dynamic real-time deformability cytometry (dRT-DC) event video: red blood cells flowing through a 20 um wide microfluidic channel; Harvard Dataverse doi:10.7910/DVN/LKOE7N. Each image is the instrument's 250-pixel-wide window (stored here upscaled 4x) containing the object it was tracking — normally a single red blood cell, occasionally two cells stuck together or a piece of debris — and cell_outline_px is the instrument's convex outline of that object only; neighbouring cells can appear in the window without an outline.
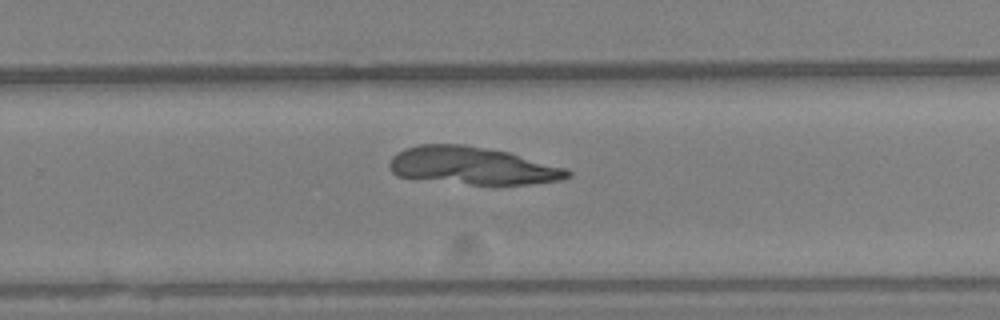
{"species": "Egyptian fruit bat (a non-hibernating species)", "species_latin": "Rousettus aegyptiacus", "temperature_condition": "warm", "stored_images_in_passage": 49, "camera_frame_rate_fps": 3000, "um_per_image_px": 0.085, "animal": {"sex": "female"}, "frame": {"image": 1, "passage_image": 36, "time_ms": 11.667, "image_size_px": [1000, 320], "cell_outline_px": [[572, 176], [560, 180], [524, 184], [472, 184], [396, 176], [392, 172], [388, 164], [392, 156], [396, 152], [404, 148], [420, 144], [464, 144], [508, 152], [568, 168], [572, 172]], "centroid_in_image_um": [40.15, 14.07], "position_along_channel_um": 289.6, "area_um2": 38.9}}
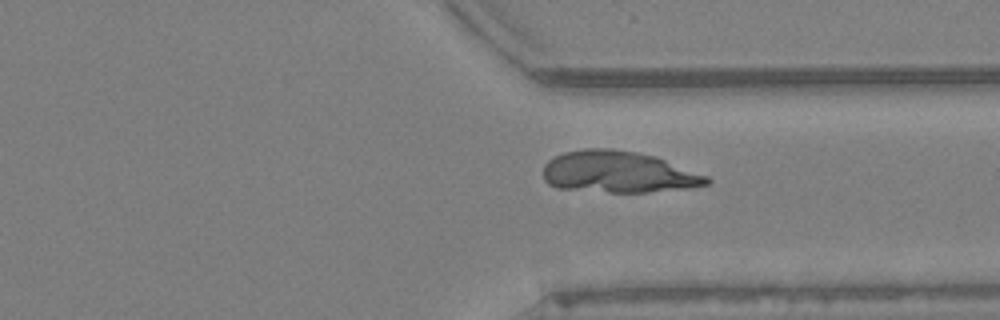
{"frame": {"image": 2, "passage_image": 42, "time_ms": 13.667, "image_size_px": [1000, 320], "cell_outline_px": [[712, 180], [708, 184], [688, 188], [648, 192], [608, 192], [556, 188], [548, 184], [544, 180], [544, 164], [548, 160], [564, 152], [584, 148], [612, 148], [636, 152], [656, 156], [708, 176]], "centroid_in_image_um": [52.55, 14.62], "position_along_channel_um": 358.9, "area_um2": 39.82}}
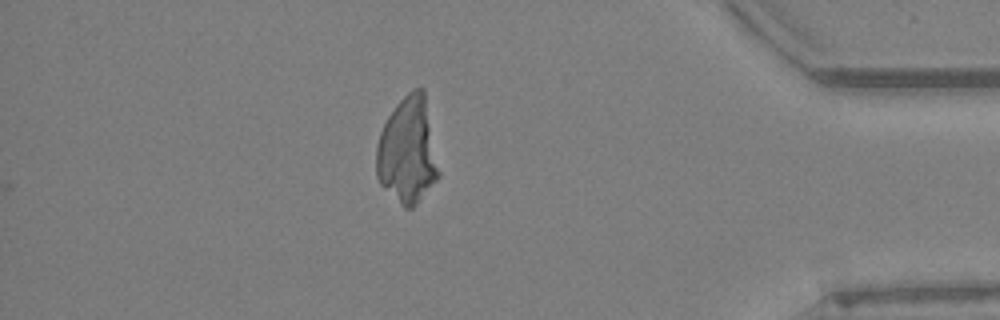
{"frame": {"image": 3, "passage_image": 49, "time_ms": 16.0, "image_size_px": [1000, 320], "cell_outline_px": [[440, 176], [416, 204], [412, 208], [404, 208], [380, 184], [376, 176], [376, 148], [380, 132], [388, 116], [396, 104], [412, 88], [424, 88], [440, 172]], "centroid_in_image_um": [34.65, 12.81], "position_along_channel_um": 400.5, "area_um2": 38.78}}